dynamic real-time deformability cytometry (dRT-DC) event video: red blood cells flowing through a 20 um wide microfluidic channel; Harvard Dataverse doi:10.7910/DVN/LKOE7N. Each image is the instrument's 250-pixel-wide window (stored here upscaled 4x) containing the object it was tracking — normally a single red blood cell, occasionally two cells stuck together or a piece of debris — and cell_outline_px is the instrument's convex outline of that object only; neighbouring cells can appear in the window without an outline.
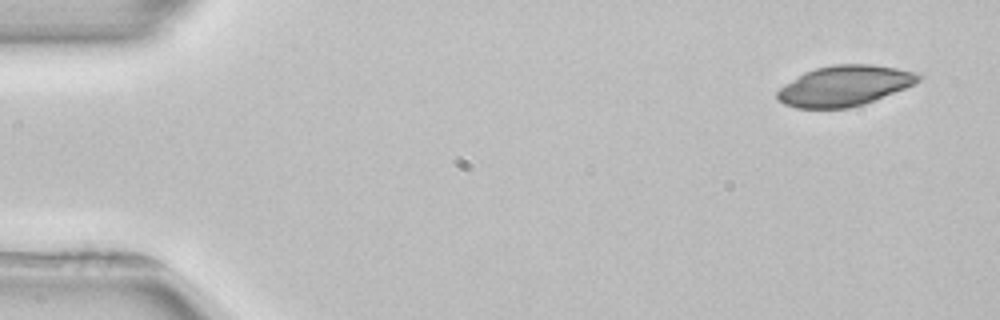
{"species": "common noctule bat (a hibernating species)", "species_latin": "Nyctalus noctula", "temperature_condition": "room temperature", "stored_images_in_passage": 3, "camera_frame_rate_fps": 3000, "um_per_image_px": 0.085, "animal": {"sex": "female", "body_mass_g": 22.7, "forearm_length_mm": 54.2}, "frame": {"image": 1, "passage_image": 1, "time_ms": 0.0, "image_size_px": [1000, 320], "cell_outline_px": [[924, 76], [916, 84], [864, 104], [848, 108], [796, 108], [784, 104], [776, 100], [776, 92], [780, 88], [804, 72], [816, 68], [832, 64], [872, 64], [896, 68], [912, 72]], "centroid_in_image_um": [71.78, 7.29], "position_along_channel_um": 13.2, "area_um2": 33.23}}